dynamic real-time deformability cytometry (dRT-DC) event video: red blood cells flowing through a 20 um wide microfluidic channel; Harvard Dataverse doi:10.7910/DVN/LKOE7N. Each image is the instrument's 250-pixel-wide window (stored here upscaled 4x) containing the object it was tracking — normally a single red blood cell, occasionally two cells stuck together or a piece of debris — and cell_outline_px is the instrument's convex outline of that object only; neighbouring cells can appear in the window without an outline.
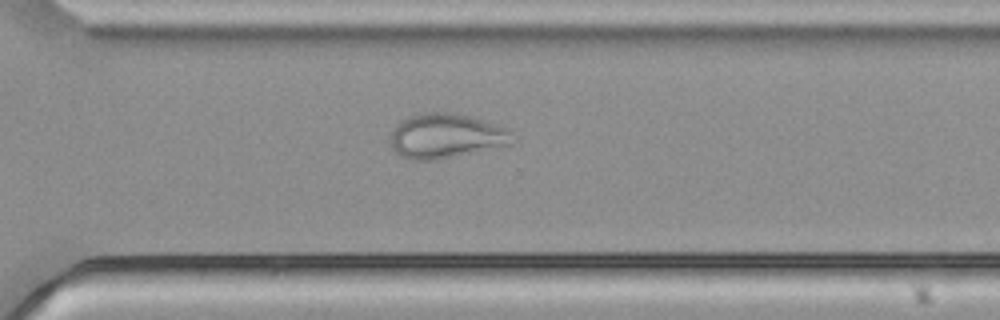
{"species": "common noctule bat (a hibernating species)", "species_latin": "Nyctalus noctula", "temperature_condition": "cold", "stored_images_in_passage": 53, "camera_frame_rate_fps": 3000, "um_per_image_px": 0.085, "animal": {"sex": "male", "body_mass_g": 21.5, "forearm_length_mm": 52.0}, "frame": {"image": 1, "passage_image": 38, "time_ms": 12.333, "image_size_px": [1000, 320], "cell_outline_px": [[516, 140], [512, 144], [436, 160], [408, 160], [400, 156], [396, 152], [392, 144], [392, 132], [396, 124], [408, 116], [420, 112], [452, 112], [468, 116], [496, 124], [508, 128], [512, 132]], "centroid_in_image_um": [37.93, 11.55], "position_along_channel_um": 332.7, "area_um2": 31.85}}
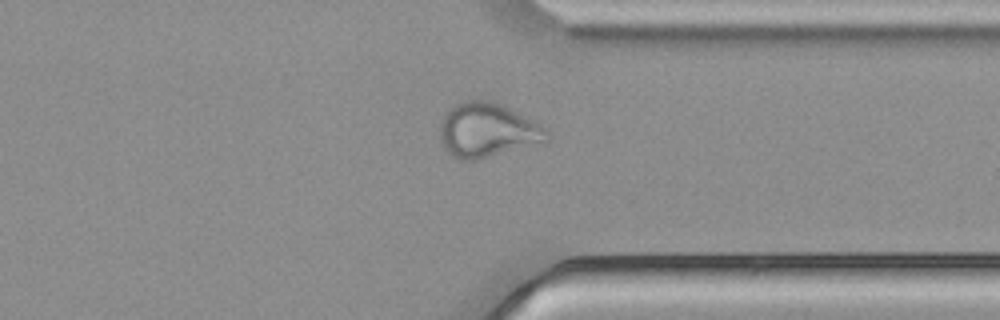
{"frame": {"image": 2, "passage_image": 41, "time_ms": 13.333, "image_size_px": [1000, 320], "cell_outline_px": [[548, 140], [544, 144], [476, 160], [460, 160], [452, 156], [444, 148], [440, 140], [440, 124], [444, 116], [452, 104], [460, 100], [488, 100], [500, 104], [540, 124], [544, 128]], "centroid_in_image_um": [41.41, 11.09], "position_along_channel_um": 370.0, "area_um2": 34.1}}
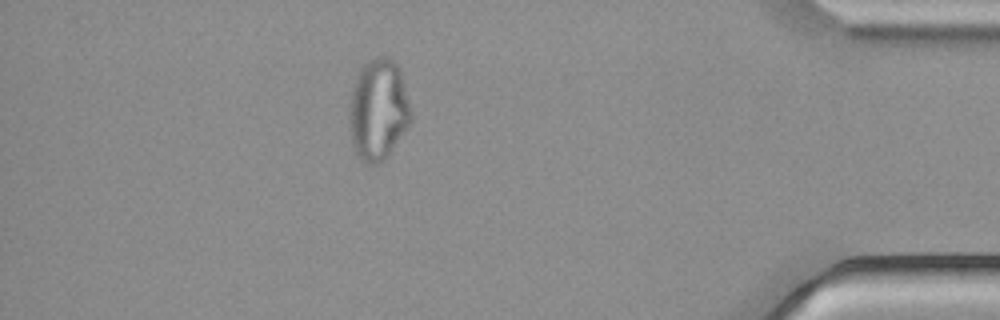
{"frame": {"image": 3, "passage_image": 47, "time_ms": 15.333, "image_size_px": [1000, 320], "cell_outline_px": [[412, 120], [408, 128], [388, 156], [384, 160], [376, 164], [364, 164], [360, 160], [356, 152], [352, 140], [352, 88], [356, 76], [360, 68], [364, 64], [376, 56], [388, 56], [396, 60], [400, 68], [412, 112]], "centroid_in_image_um": [32.22, 9.3], "position_along_channel_um": 403.0, "area_um2": 36.24}}